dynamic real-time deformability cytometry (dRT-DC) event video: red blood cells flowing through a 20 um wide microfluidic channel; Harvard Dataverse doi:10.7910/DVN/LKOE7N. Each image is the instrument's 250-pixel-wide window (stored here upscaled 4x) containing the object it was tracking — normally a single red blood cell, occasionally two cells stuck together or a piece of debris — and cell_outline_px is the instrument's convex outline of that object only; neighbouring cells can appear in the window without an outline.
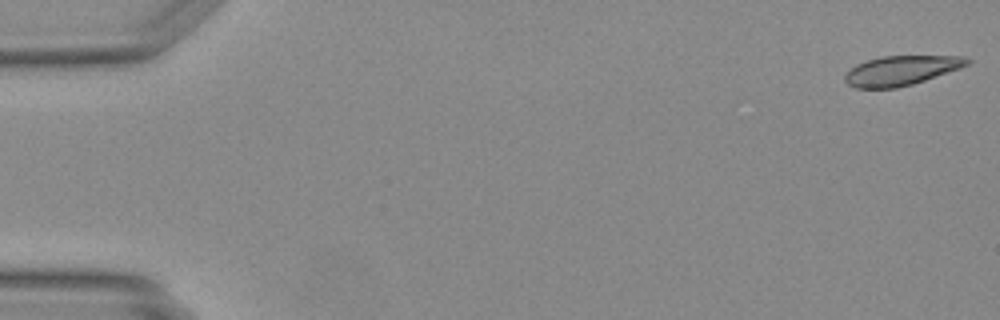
{"species": "Egyptian fruit bat (a non-hibernating species)", "species_latin": "Rousettus aegyptiacus", "temperature_condition": "warm", "stored_images_in_passage": 48, "camera_frame_rate_fps": 3000, "um_per_image_px": 0.085, "animal": {"sex": "female"}, "frame": {"image": 1, "passage_image": 1, "time_ms": 0.0, "image_size_px": [1000, 320], "cell_outline_px": [[972, 60], [968, 64], [960, 68], [912, 84], [896, 88], [856, 88], [848, 84], [844, 80], [844, 76], [856, 64], [868, 60], [884, 56], [964, 56]], "centroid_in_image_um": [76.6, 5.99], "position_along_channel_um": 8.4, "area_um2": 20.81}}
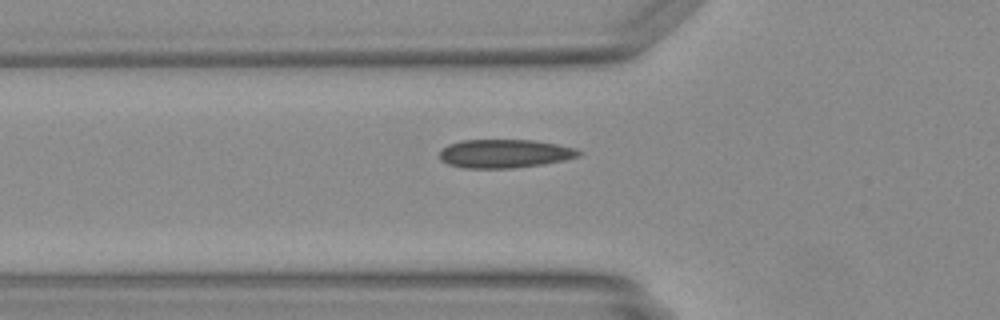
{"frame": {"image": 2, "passage_image": 17, "time_ms": 5.333, "image_size_px": [1000, 320], "cell_outline_px": [[580, 156], [564, 160], [544, 164], [512, 168], [464, 168], [448, 164], [440, 160], [440, 152], [448, 144], [460, 140], [536, 140], [576, 148], [580, 152]], "centroid_in_image_um": [42.89, 13.05], "position_along_channel_um": 82.9, "area_um2": 23.18}}
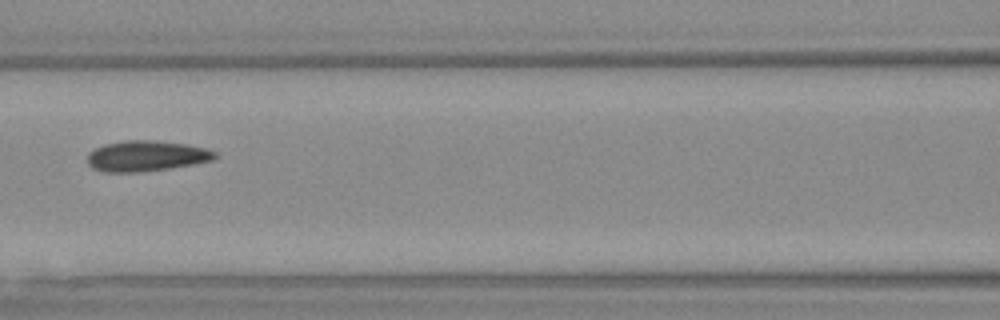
{"frame": {"image": 3, "passage_image": 22, "time_ms": 7.0, "image_size_px": [1000, 320], "cell_outline_px": [[216, 156], [212, 160], [192, 164], [168, 168], [140, 172], [104, 172], [92, 168], [88, 164], [88, 152], [104, 144], [124, 140], [152, 140], [184, 144], [204, 148], [216, 152]], "centroid_in_image_um": [12.38, 13.26], "position_along_channel_um": 154.2, "area_um2": 22.54}}